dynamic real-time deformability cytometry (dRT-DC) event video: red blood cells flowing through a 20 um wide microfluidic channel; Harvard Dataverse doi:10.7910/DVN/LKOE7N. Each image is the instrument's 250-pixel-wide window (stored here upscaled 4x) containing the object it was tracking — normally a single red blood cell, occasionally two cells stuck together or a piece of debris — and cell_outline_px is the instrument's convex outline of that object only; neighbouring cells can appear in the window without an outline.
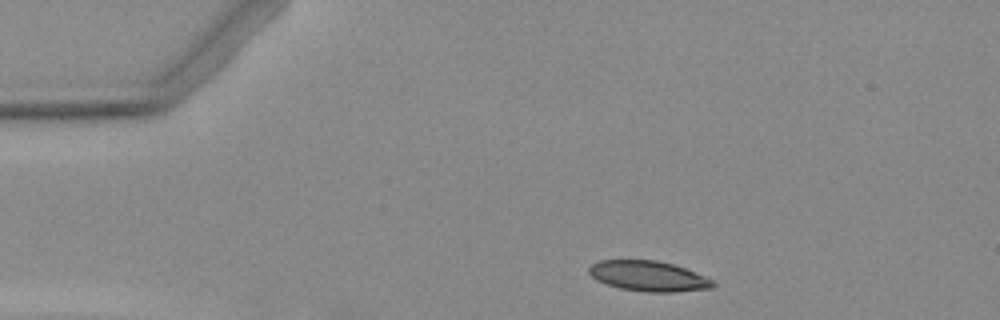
{"species": "Egyptian fruit bat (a non-hibernating species)", "species_latin": "Rousettus aegyptiacus", "temperature_condition": "warm", "stored_images_in_passage": 2, "camera_frame_rate_fps": 3000, "um_per_image_px": 0.085, "animal": {"sex": "female"}, "frame": {"image": 1, "passage_image": 1, "time_ms": 0.0, "image_size_px": [1000, 320], "cell_outline_px": [[716, 284], [712, 288], [672, 292], [648, 292], [620, 288], [596, 280], [588, 272], [588, 268], [592, 264], [600, 260], [656, 260], [672, 264], [684, 268], [716, 280]], "centroid_in_image_um": [55.14, 23.47], "position_along_channel_um": 29.9, "area_um2": 21.85}}